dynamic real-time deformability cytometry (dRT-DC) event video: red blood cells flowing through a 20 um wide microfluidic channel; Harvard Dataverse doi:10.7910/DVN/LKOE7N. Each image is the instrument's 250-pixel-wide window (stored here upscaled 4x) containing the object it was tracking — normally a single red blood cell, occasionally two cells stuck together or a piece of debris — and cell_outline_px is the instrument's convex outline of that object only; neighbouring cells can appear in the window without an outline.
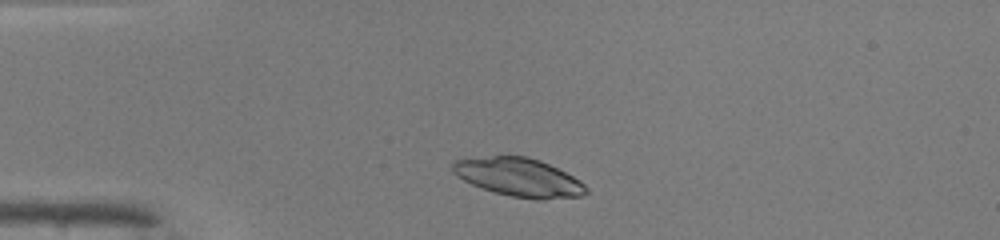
{"species": "common noctule bat (a hibernating species)", "species_latin": "Nyctalus noctula", "temperature_condition": "warm", "stored_images_in_passage": 41, "camera_frame_rate_fps": 3000, "um_per_image_px": 0.085, "animal": {"sex": "male", "body_mass_g": 19.0, "forearm_length_mm": 50.8}, "frame": {"image": 1, "passage_image": 4, "time_ms": 1.0, "image_size_px": [1000, 240], "cell_outline_px": [[588, 192], [584, 196], [544, 200], [536, 200], [512, 196], [496, 192], [472, 184], [456, 176], [452, 172], [452, 164], [456, 160], [492, 156], [528, 156], [540, 160], [580, 180], [588, 188]], "centroid_in_image_um": [44.14, 15.08], "position_along_channel_um": 40.9, "area_um2": 29.77}}
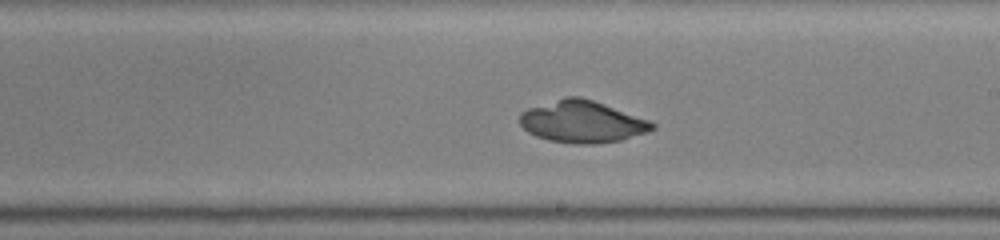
{"frame": {"image": 2, "passage_image": 21, "time_ms": 6.667, "image_size_px": [1000, 240], "cell_outline_px": [[656, 128], [648, 132], [620, 140], [596, 144], [572, 144], [548, 140], [536, 136], [528, 132], [520, 124], [520, 112], [528, 108], [564, 96], [580, 96], [592, 100], [648, 120], [656, 124]], "centroid_in_image_um": [49.45, 10.35], "position_along_channel_um": 239.5, "area_um2": 32.31}}
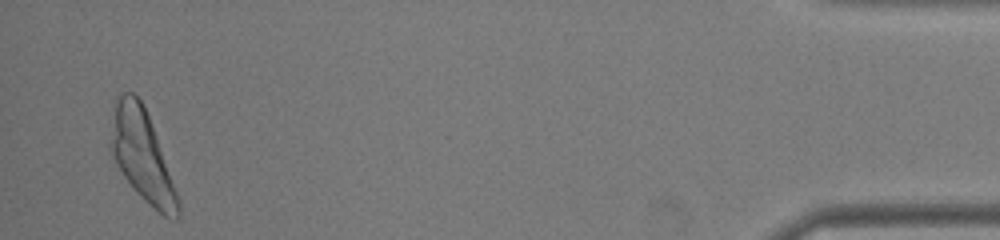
{"frame": {"image": 3, "passage_image": 40, "time_ms": 13.0, "image_size_px": [1000, 240], "cell_outline_px": [[180, 216], [176, 220], [164, 216], [124, 176], [116, 164], [108, 144], [116, 96], [120, 92], [132, 92], [144, 104], [176, 192], [180, 204]], "centroid_in_image_um": [12.03, 13.14], "position_along_channel_um": 423.2, "area_um2": 34.51}}